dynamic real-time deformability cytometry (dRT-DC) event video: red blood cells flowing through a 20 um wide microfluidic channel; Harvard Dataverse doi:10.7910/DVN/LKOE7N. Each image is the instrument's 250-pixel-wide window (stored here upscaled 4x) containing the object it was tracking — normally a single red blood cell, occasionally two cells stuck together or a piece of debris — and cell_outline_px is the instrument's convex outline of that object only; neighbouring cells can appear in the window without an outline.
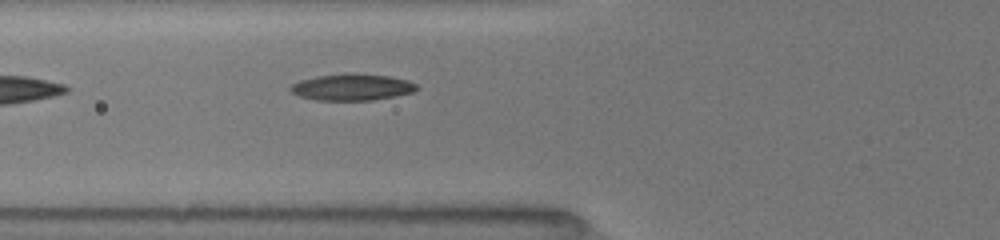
{"species": "common noctule bat (a hibernating species)", "species_latin": "Nyctalus noctula", "temperature_condition": "room temperature", "stored_images_in_passage": 6, "camera_frame_rate_fps": 3000, "um_per_image_px": 0.085, "animal": {"sex": "female", "body_mass_g": 19.5, "forearm_length_mm": 54.1}, "frame": {"image": 1, "passage_image": 6, "time_ms": 1.667, "image_size_px": [1000, 240], "cell_outline_px": [[420, 88], [412, 92], [396, 96], [372, 100], [316, 100], [300, 96], [292, 92], [288, 88], [292, 84], [300, 80], [316, 76], [388, 76], [408, 80], [416, 84]], "centroid_in_image_um": [29.93, 7.45], "position_along_channel_um": 95.9, "area_um2": 18.61}}